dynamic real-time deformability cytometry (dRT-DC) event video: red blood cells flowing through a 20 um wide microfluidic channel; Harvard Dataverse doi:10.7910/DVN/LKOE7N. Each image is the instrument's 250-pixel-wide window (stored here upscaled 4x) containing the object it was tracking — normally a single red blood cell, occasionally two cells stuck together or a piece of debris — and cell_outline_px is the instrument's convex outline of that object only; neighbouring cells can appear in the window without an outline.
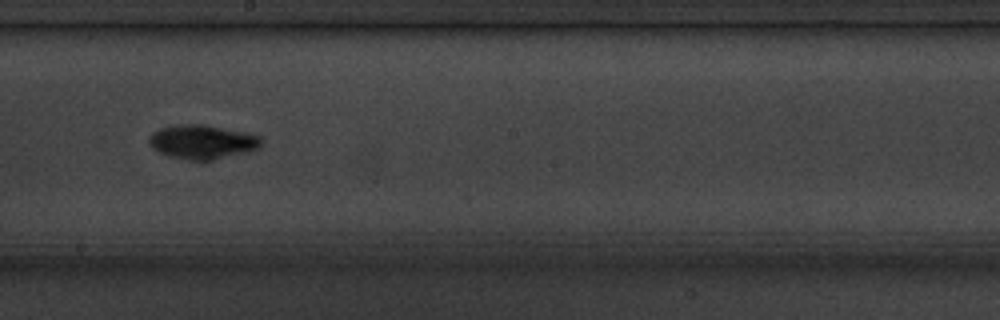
{"species": "common noctule bat (a hibernating species)", "species_latin": "Nyctalus noctula", "temperature_condition": "cold", "stored_images_in_passage": 9, "camera_frame_rate_fps": 3000, "um_per_image_px": 0.085, "animal": {"sex": "male", "body_mass_g": 20.1, "forearm_length_mm": 53.5}, "frame": {"image": 1, "passage_image": 8, "time_ms": 8.0, "image_size_px": [1000, 320], "cell_outline_px": [[260, 148], [248, 152], [212, 160], [188, 160], [168, 156], [152, 148], [148, 140], [152, 132], [160, 128], [180, 124], [204, 124], [244, 132], [260, 136]], "centroid_in_image_um": [17.18, 12.06], "position_along_channel_um": 231.0, "area_um2": 22.25}}
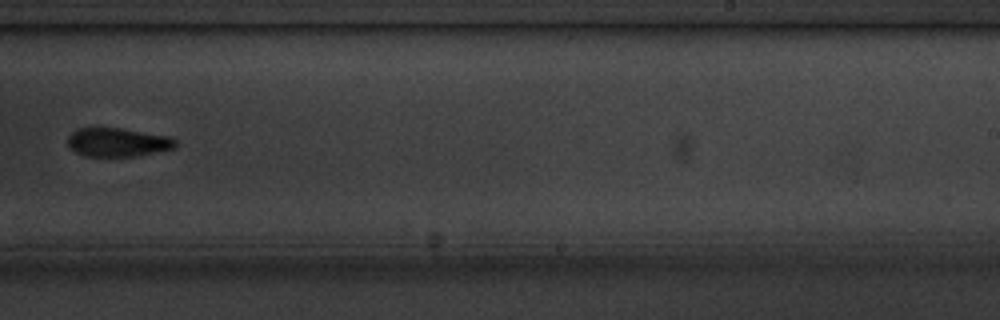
{"frame": {"image": 2, "passage_image": 9, "time_ms": 9.333, "image_size_px": [1000, 320], "cell_outline_px": [[176, 148], [136, 156], [84, 156], [76, 152], [68, 144], [68, 136], [76, 128], [120, 128], [168, 136], [176, 140]], "centroid_in_image_um": [10.0, 12.09], "position_along_channel_um": 279.0, "area_um2": 17.92}}